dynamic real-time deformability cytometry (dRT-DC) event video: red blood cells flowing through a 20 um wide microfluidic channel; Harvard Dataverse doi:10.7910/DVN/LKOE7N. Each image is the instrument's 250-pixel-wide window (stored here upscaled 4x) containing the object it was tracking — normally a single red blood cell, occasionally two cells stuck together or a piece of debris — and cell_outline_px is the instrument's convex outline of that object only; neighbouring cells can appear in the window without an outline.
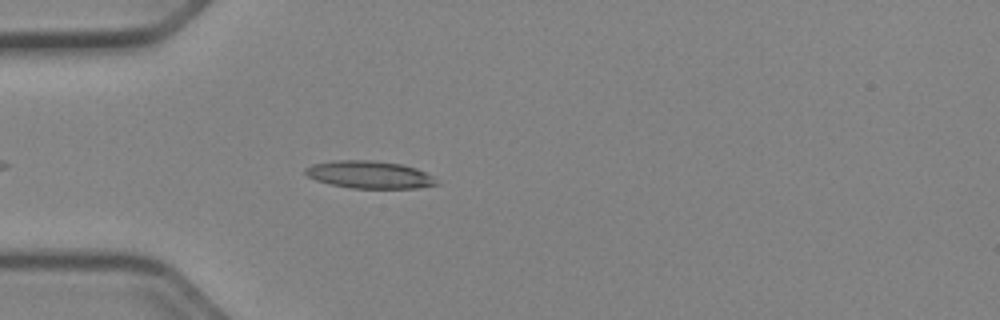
{"species": "Egyptian fruit bat (a non-hibernating species)", "species_latin": "Rousettus aegyptiacus", "temperature_condition": "cold", "stored_images_in_passage": 42, "camera_frame_rate_fps": 3000, "um_per_image_px": 0.085, "animal": {"sex": "female"}, "frame": {"image": 1, "passage_image": 6, "time_ms": 1.667, "image_size_px": [1000, 320], "cell_outline_px": [[440, 184], [416, 188], [352, 188], [332, 184], [316, 180], [308, 176], [304, 172], [304, 168], [312, 164], [332, 160], [372, 160], [400, 164], [416, 168], [432, 176]], "centroid_in_image_um": [31.38, 14.84], "position_along_channel_um": 53.6, "area_um2": 20.92}}
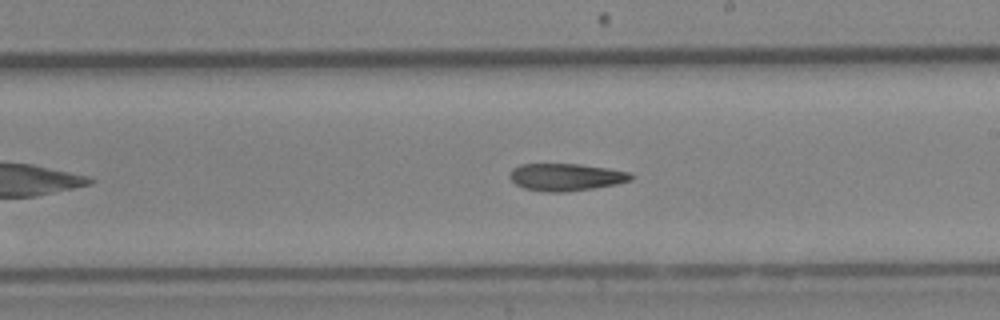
{"frame": {"image": 2, "passage_image": 21, "time_ms": 6.667, "image_size_px": [1000, 320], "cell_outline_px": [[636, 176], [632, 180], [616, 184], [592, 188], [564, 192], [548, 192], [524, 188], [516, 184], [508, 176], [512, 168], [520, 164], [580, 164], [608, 168], [632, 172]], "centroid_in_image_um": [48.14, 15.04], "position_along_channel_um": 240.9, "area_um2": 19.42}}
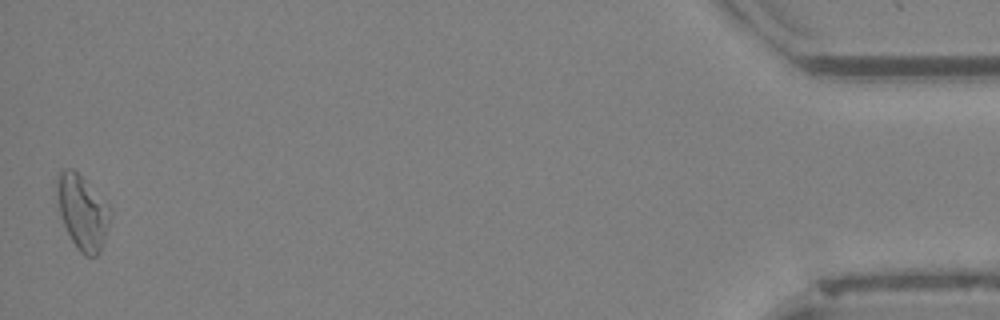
{"frame": {"image": 3, "passage_image": 42, "time_ms": 13.667, "image_size_px": [1000, 320], "cell_outline_px": [[112, 212], [100, 252], [96, 256], [84, 256], [76, 248], [60, 216], [56, 192], [56, 180], [60, 172], [64, 168], [72, 168], [112, 208]], "centroid_in_image_um": [7.0, 18.04], "position_along_channel_um": 428.2, "area_um2": 22.89}, "authors_computed_cell_mechanics": {"area_um2": 19.941, "velocity_mm_per_s": 3.9465, "shape_relaxation_time_tau1_ms": null, "shape_relaxation_time_tau2_ms": 8.6591, "deformation_change_tau1": null, "deformation_change_tau2": 0.1975}}